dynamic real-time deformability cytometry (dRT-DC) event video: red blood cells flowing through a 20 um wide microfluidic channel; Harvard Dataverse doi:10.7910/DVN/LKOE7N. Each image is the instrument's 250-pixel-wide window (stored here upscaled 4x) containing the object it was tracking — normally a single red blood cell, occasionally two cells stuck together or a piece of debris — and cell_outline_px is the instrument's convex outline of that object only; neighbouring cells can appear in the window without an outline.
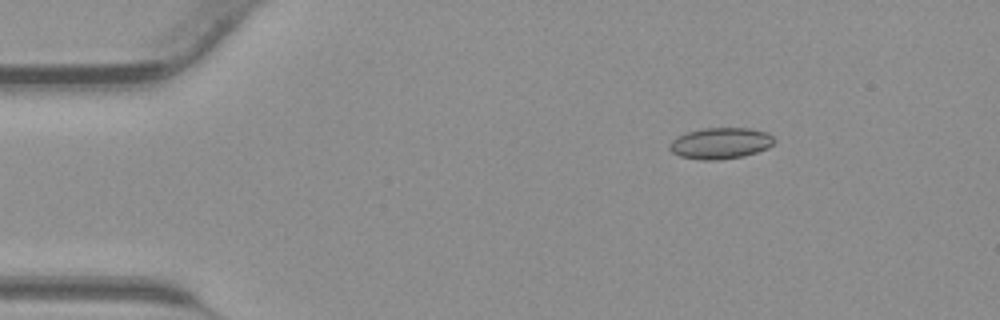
{"species": "common noctule bat (a hibernating species)", "species_latin": "Nyctalus noctula", "temperature_condition": "warm", "stored_images_in_passage": 38, "camera_frame_rate_fps": 3000, "um_per_image_px": 0.085, "animal": {"sex": "male", "body_mass_g": 23.1, "forearm_length_mm": 52.7}, "frame": {"image": 1, "passage_image": 2, "time_ms": 0.333, "image_size_px": [1000, 320], "cell_outline_px": [[776, 140], [768, 148], [744, 156], [720, 160], [700, 160], [680, 156], [672, 152], [668, 148], [668, 144], [676, 136], [700, 128], [748, 128], [764, 132], [772, 136]], "centroid_in_image_um": [61.2, 12.18], "position_along_channel_um": 23.8, "area_um2": 19.13}}
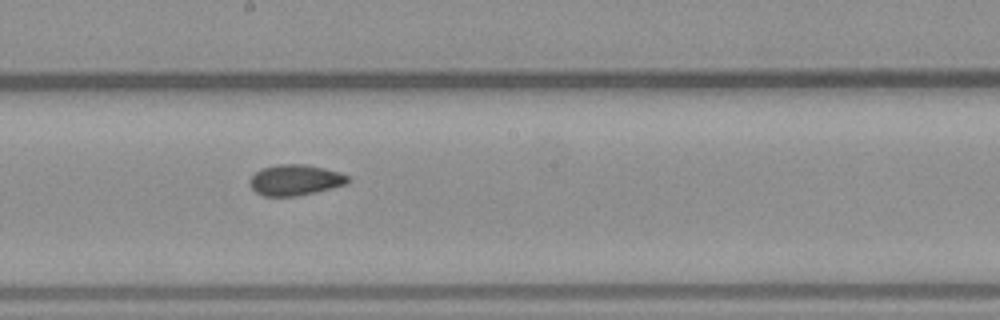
{"frame": {"image": 2, "passage_image": 19, "time_ms": 6.0, "image_size_px": [1000, 320], "cell_outline_px": [[352, 180], [348, 184], [316, 192], [296, 196], [264, 196], [256, 192], [252, 188], [252, 176], [256, 172], [264, 168], [280, 164], [304, 164], [324, 168], [340, 172], [348, 176]], "centroid_in_image_um": [25.17, 15.3], "position_along_channel_um": 223.0, "area_um2": 17.46}}
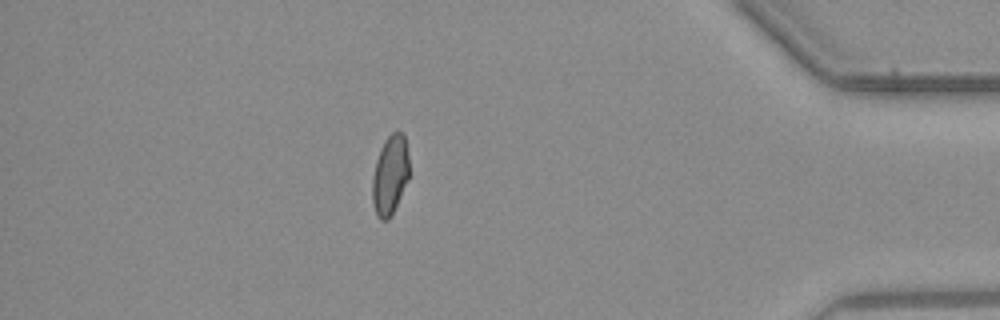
{"frame": {"image": 3, "passage_image": 33, "time_ms": 10.667, "image_size_px": [1000, 320], "cell_outline_px": [[408, 180], [392, 216], [388, 220], [380, 220], [376, 216], [372, 204], [372, 180], [376, 160], [380, 148], [384, 140], [392, 132], [404, 132], [408, 156]], "centroid_in_image_um": [33.14, 14.91], "position_along_channel_um": 402.1, "area_um2": 17.28}}